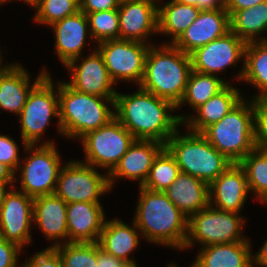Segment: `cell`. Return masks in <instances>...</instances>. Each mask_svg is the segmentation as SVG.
Returning <instances> with one entry per match:
<instances>
[{
	"mask_svg": "<svg viewBox=\"0 0 267 267\" xmlns=\"http://www.w3.org/2000/svg\"><path fill=\"white\" fill-rule=\"evenodd\" d=\"M244 98L201 134L231 162L239 163L254 148L253 98ZM249 101V102H248Z\"/></svg>",
	"mask_w": 267,
	"mask_h": 267,
	"instance_id": "8992f818",
	"label": "cell"
},
{
	"mask_svg": "<svg viewBox=\"0 0 267 267\" xmlns=\"http://www.w3.org/2000/svg\"><path fill=\"white\" fill-rule=\"evenodd\" d=\"M58 98L57 132L67 139L80 140L87 133L107 125L115 118V97L85 94L62 80L58 81Z\"/></svg>",
	"mask_w": 267,
	"mask_h": 267,
	"instance_id": "277c9868",
	"label": "cell"
},
{
	"mask_svg": "<svg viewBox=\"0 0 267 267\" xmlns=\"http://www.w3.org/2000/svg\"><path fill=\"white\" fill-rule=\"evenodd\" d=\"M164 148L165 144L158 141L135 140L108 174L110 189H113L114 181L120 178L139 181V185L143 186L155 158Z\"/></svg>",
	"mask_w": 267,
	"mask_h": 267,
	"instance_id": "d6986e66",
	"label": "cell"
},
{
	"mask_svg": "<svg viewBox=\"0 0 267 267\" xmlns=\"http://www.w3.org/2000/svg\"><path fill=\"white\" fill-rule=\"evenodd\" d=\"M252 256L254 267H267V239L259 251Z\"/></svg>",
	"mask_w": 267,
	"mask_h": 267,
	"instance_id": "f6af8a7d",
	"label": "cell"
},
{
	"mask_svg": "<svg viewBox=\"0 0 267 267\" xmlns=\"http://www.w3.org/2000/svg\"><path fill=\"white\" fill-rule=\"evenodd\" d=\"M165 148L176 160L180 171L209 185L233 162L220 153L201 133L179 132L165 143Z\"/></svg>",
	"mask_w": 267,
	"mask_h": 267,
	"instance_id": "5b68a950",
	"label": "cell"
},
{
	"mask_svg": "<svg viewBox=\"0 0 267 267\" xmlns=\"http://www.w3.org/2000/svg\"><path fill=\"white\" fill-rule=\"evenodd\" d=\"M241 81L258 90V93L252 96L253 99L267 96V41H252L246 44Z\"/></svg>",
	"mask_w": 267,
	"mask_h": 267,
	"instance_id": "f546056e",
	"label": "cell"
},
{
	"mask_svg": "<svg viewBox=\"0 0 267 267\" xmlns=\"http://www.w3.org/2000/svg\"><path fill=\"white\" fill-rule=\"evenodd\" d=\"M163 192L188 218L209 206V184L189 174L180 172Z\"/></svg>",
	"mask_w": 267,
	"mask_h": 267,
	"instance_id": "484cf974",
	"label": "cell"
},
{
	"mask_svg": "<svg viewBox=\"0 0 267 267\" xmlns=\"http://www.w3.org/2000/svg\"><path fill=\"white\" fill-rule=\"evenodd\" d=\"M158 1V33L172 36L173 44L184 31L196 20L201 10L196 6L180 4L172 0L160 4Z\"/></svg>",
	"mask_w": 267,
	"mask_h": 267,
	"instance_id": "83f0119b",
	"label": "cell"
},
{
	"mask_svg": "<svg viewBox=\"0 0 267 267\" xmlns=\"http://www.w3.org/2000/svg\"><path fill=\"white\" fill-rule=\"evenodd\" d=\"M255 148L267 151V96L253 99Z\"/></svg>",
	"mask_w": 267,
	"mask_h": 267,
	"instance_id": "8d00e7d4",
	"label": "cell"
},
{
	"mask_svg": "<svg viewBox=\"0 0 267 267\" xmlns=\"http://www.w3.org/2000/svg\"><path fill=\"white\" fill-rule=\"evenodd\" d=\"M229 81H225L223 78L213 74H204L192 70L187 85L185 88L184 95L180 100L176 109L179 111L185 104H189L193 112L204 104L208 99L216 95L221 91Z\"/></svg>",
	"mask_w": 267,
	"mask_h": 267,
	"instance_id": "4dcf8cb0",
	"label": "cell"
},
{
	"mask_svg": "<svg viewBox=\"0 0 267 267\" xmlns=\"http://www.w3.org/2000/svg\"><path fill=\"white\" fill-rule=\"evenodd\" d=\"M21 249L17 244L0 236V267H17Z\"/></svg>",
	"mask_w": 267,
	"mask_h": 267,
	"instance_id": "ab89813d",
	"label": "cell"
},
{
	"mask_svg": "<svg viewBox=\"0 0 267 267\" xmlns=\"http://www.w3.org/2000/svg\"><path fill=\"white\" fill-rule=\"evenodd\" d=\"M266 0H225V9L231 17L237 10H243L254 7Z\"/></svg>",
	"mask_w": 267,
	"mask_h": 267,
	"instance_id": "7bdbcfd3",
	"label": "cell"
},
{
	"mask_svg": "<svg viewBox=\"0 0 267 267\" xmlns=\"http://www.w3.org/2000/svg\"><path fill=\"white\" fill-rule=\"evenodd\" d=\"M157 1L127 0L120 3L118 8L120 39L153 45L148 39L152 34L158 33Z\"/></svg>",
	"mask_w": 267,
	"mask_h": 267,
	"instance_id": "2e32d148",
	"label": "cell"
},
{
	"mask_svg": "<svg viewBox=\"0 0 267 267\" xmlns=\"http://www.w3.org/2000/svg\"><path fill=\"white\" fill-rule=\"evenodd\" d=\"M168 267H178L176 263H170ZM191 267H194L193 265H191Z\"/></svg>",
	"mask_w": 267,
	"mask_h": 267,
	"instance_id": "816d5d0a",
	"label": "cell"
},
{
	"mask_svg": "<svg viewBox=\"0 0 267 267\" xmlns=\"http://www.w3.org/2000/svg\"><path fill=\"white\" fill-rule=\"evenodd\" d=\"M250 241H239L201 247L194 267H254Z\"/></svg>",
	"mask_w": 267,
	"mask_h": 267,
	"instance_id": "4316f807",
	"label": "cell"
},
{
	"mask_svg": "<svg viewBox=\"0 0 267 267\" xmlns=\"http://www.w3.org/2000/svg\"><path fill=\"white\" fill-rule=\"evenodd\" d=\"M263 203H264L265 205H267V198H266L264 201L261 202V204H263Z\"/></svg>",
	"mask_w": 267,
	"mask_h": 267,
	"instance_id": "f5cc1de1",
	"label": "cell"
},
{
	"mask_svg": "<svg viewBox=\"0 0 267 267\" xmlns=\"http://www.w3.org/2000/svg\"><path fill=\"white\" fill-rule=\"evenodd\" d=\"M91 38L100 43L106 40L120 39L118 9L97 11L87 14Z\"/></svg>",
	"mask_w": 267,
	"mask_h": 267,
	"instance_id": "e575fe53",
	"label": "cell"
},
{
	"mask_svg": "<svg viewBox=\"0 0 267 267\" xmlns=\"http://www.w3.org/2000/svg\"><path fill=\"white\" fill-rule=\"evenodd\" d=\"M25 152L29 154L28 158L23 159V163L21 161L14 172L15 175L16 173L21 175L20 191L33 198L54 194L59 171L64 165L61 163V156L54 141L47 140L40 145H27Z\"/></svg>",
	"mask_w": 267,
	"mask_h": 267,
	"instance_id": "52a82bcc",
	"label": "cell"
},
{
	"mask_svg": "<svg viewBox=\"0 0 267 267\" xmlns=\"http://www.w3.org/2000/svg\"><path fill=\"white\" fill-rule=\"evenodd\" d=\"M174 2L186 5H192L197 7V0H172Z\"/></svg>",
	"mask_w": 267,
	"mask_h": 267,
	"instance_id": "f907efd6",
	"label": "cell"
},
{
	"mask_svg": "<svg viewBox=\"0 0 267 267\" xmlns=\"http://www.w3.org/2000/svg\"><path fill=\"white\" fill-rule=\"evenodd\" d=\"M137 88L132 94L116 93L115 118L136 140H154L165 144L183 126L178 115L170 113L177 110L176 106L139 86Z\"/></svg>",
	"mask_w": 267,
	"mask_h": 267,
	"instance_id": "6da1fadb",
	"label": "cell"
},
{
	"mask_svg": "<svg viewBox=\"0 0 267 267\" xmlns=\"http://www.w3.org/2000/svg\"><path fill=\"white\" fill-rule=\"evenodd\" d=\"M246 44L230 30L224 36L197 48L190 54L192 70L218 75L229 67H236L237 62L242 61V69L236 74L237 79L242 80Z\"/></svg>",
	"mask_w": 267,
	"mask_h": 267,
	"instance_id": "4fadbf2b",
	"label": "cell"
},
{
	"mask_svg": "<svg viewBox=\"0 0 267 267\" xmlns=\"http://www.w3.org/2000/svg\"><path fill=\"white\" fill-rule=\"evenodd\" d=\"M66 213L67 203L55 194L34 198L33 222L48 240L54 241L48 248L68 242Z\"/></svg>",
	"mask_w": 267,
	"mask_h": 267,
	"instance_id": "ffe728a7",
	"label": "cell"
},
{
	"mask_svg": "<svg viewBox=\"0 0 267 267\" xmlns=\"http://www.w3.org/2000/svg\"><path fill=\"white\" fill-rule=\"evenodd\" d=\"M5 3V0H0V5H3Z\"/></svg>",
	"mask_w": 267,
	"mask_h": 267,
	"instance_id": "db71d44e",
	"label": "cell"
},
{
	"mask_svg": "<svg viewBox=\"0 0 267 267\" xmlns=\"http://www.w3.org/2000/svg\"><path fill=\"white\" fill-rule=\"evenodd\" d=\"M19 145L9 135L0 134V161L16 172L21 161L19 160Z\"/></svg>",
	"mask_w": 267,
	"mask_h": 267,
	"instance_id": "74e56055",
	"label": "cell"
},
{
	"mask_svg": "<svg viewBox=\"0 0 267 267\" xmlns=\"http://www.w3.org/2000/svg\"><path fill=\"white\" fill-rule=\"evenodd\" d=\"M64 164L59 171L54 194L67 204L100 203L99 198L111 190L107 173H98L94 166L78 160Z\"/></svg>",
	"mask_w": 267,
	"mask_h": 267,
	"instance_id": "8fae6325",
	"label": "cell"
},
{
	"mask_svg": "<svg viewBox=\"0 0 267 267\" xmlns=\"http://www.w3.org/2000/svg\"><path fill=\"white\" fill-rule=\"evenodd\" d=\"M9 1L11 2L12 0H5V3H8ZM20 1H22L23 3H26L27 5L35 9L41 3L42 0H20Z\"/></svg>",
	"mask_w": 267,
	"mask_h": 267,
	"instance_id": "c3c4849f",
	"label": "cell"
},
{
	"mask_svg": "<svg viewBox=\"0 0 267 267\" xmlns=\"http://www.w3.org/2000/svg\"><path fill=\"white\" fill-rule=\"evenodd\" d=\"M239 91L237 87L228 83L221 91L198 107L194 111L196 115L189 117L187 114H181L178 117L183 125H186L188 131L202 133L211 124L219 122L243 99Z\"/></svg>",
	"mask_w": 267,
	"mask_h": 267,
	"instance_id": "cb8c5ba5",
	"label": "cell"
},
{
	"mask_svg": "<svg viewBox=\"0 0 267 267\" xmlns=\"http://www.w3.org/2000/svg\"><path fill=\"white\" fill-rule=\"evenodd\" d=\"M44 67L31 83L30 73L20 63H14L0 74V109L19 115L31 90L47 75ZM1 113V111H0Z\"/></svg>",
	"mask_w": 267,
	"mask_h": 267,
	"instance_id": "603a6c76",
	"label": "cell"
},
{
	"mask_svg": "<svg viewBox=\"0 0 267 267\" xmlns=\"http://www.w3.org/2000/svg\"><path fill=\"white\" fill-rule=\"evenodd\" d=\"M249 193L243 168L239 163H232L209 185V205L240 214Z\"/></svg>",
	"mask_w": 267,
	"mask_h": 267,
	"instance_id": "e0dca14e",
	"label": "cell"
},
{
	"mask_svg": "<svg viewBox=\"0 0 267 267\" xmlns=\"http://www.w3.org/2000/svg\"><path fill=\"white\" fill-rule=\"evenodd\" d=\"M50 27L54 29L55 54L63 66L82 55L87 38H91L86 14L78 11Z\"/></svg>",
	"mask_w": 267,
	"mask_h": 267,
	"instance_id": "44dd1931",
	"label": "cell"
},
{
	"mask_svg": "<svg viewBox=\"0 0 267 267\" xmlns=\"http://www.w3.org/2000/svg\"><path fill=\"white\" fill-rule=\"evenodd\" d=\"M1 50H0V74L1 73H4L5 71H7L14 63H10V64H4V65H1L2 64V60L3 58L1 57Z\"/></svg>",
	"mask_w": 267,
	"mask_h": 267,
	"instance_id": "681fc988",
	"label": "cell"
},
{
	"mask_svg": "<svg viewBox=\"0 0 267 267\" xmlns=\"http://www.w3.org/2000/svg\"><path fill=\"white\" fill-rule=\"evenodd\" d=\"M230 31V16L225 8L201 11L196 20L173 43L186 54L224 36Z\"/></svg>",
	"mask_w": 267,
	"mask_h": 267,
	"instance_id": "ac0fdd59",
	"label": "cell"
},
{
	"mask_svg": "<svg viewBox=\"0 0 267 267\" xmlns=\"http://www.w3.org/2000/svg\"><path fill=\"white\" fill-rule=\"evenodd\" d=\"M132 222L133 226H129L117 218L105 220L98 243L106 253L138 267L130 254L139 246L141 233L134 220Z\"/></svg>",
	"mask_w": 267,
	"mask_h": 267,
	"instance_id": "d4e9b609",
	"label": "cell"
},
{
	"mask_svg": "<svg viewBox=\"0 0 267 267\" xmlns=\"http://www.w3.org/2000/svg\"><path fill=\"white\" fill-rule=\"evenodd\" d=\"M86 57V58H85ZM82 60L79 64V60ZM71 73L69 82L73 89L99 97H115L118 92L111 79L102 55L94 48L88 56L73 59L65 66Z\"/></svg>",
	"mask_w": 267,
	"mask_h": 267,
	"instance_id": "9a60e30c",
	"label": "cell"
},
{
	"mask_svg": "<svg viewBox=\"0 0 267 267\" xmlns=\"http://www.w3.org/2000/svg\"><path fill=\"white\" fill-rule=\"evenodd\" d=\"M14 171L5 163L0 161V182L15 183L17 180Z\"/></svg>",
	"mask_w": 267,
	"mask_h": 267,
	"instance_id": "bcb514c9",
	"label": "cell"
},
{
	"mask_svg": "<svg viewBox=\"0 0 267 267\" xmlns=\"http://www.w3.org/2000/svg\"><path fill=\"white\" fill-rule=\"evenodd\" d=\"M134 222L147 242L184 249L188 233V217L162 191L139 186Z\"/></svg>",
	"mask_w": 267,
	"mask_h": 267,
	"instance_id": "7a4b0ae2",
	"label": "cell"
},
{
	"mask_svg": "<svg viewBox=\"0 0 267 267\" xmlns=\"http://www.w3.org/2000/svg\"><path fill=\"white\" fill-rule=\"evenodd\" d=\"M12 187L0 207V236L20 248L32 241L34 198Z\"/></svg>",
	"mask_w": 267,
	"mask_h": 267,
	"instance_id": "5bb4252c",
	"label": "cell"
},
{
	"mask_svg": "<svg viewBox=\"0 0 267 267\" xmlns=\"http://www.w3.org/2000/svg\"><path fill=\"white\" fill-rule=\"evenodd\" d=\"M97 263L98 267H127L129 265L124 260L106 253L104 250L101 249L99 243Z\"/></svg>",
	"mask_w": 267,
	"mask_h": 267,
	"instance_id": "b9f144b4",
	"label": "cell"
},
{
	"mask_svg": "<svg viewBox=\"0 0 267 267\" xmlns=\"http://www.w3.org/2000/svg\"><path fill=\"white\" fill-rule=\"evenodd\" d=\"M101 203L74 202L67 204L68 242H98L105 220Z\"/></svg>",
	"mask_w": 267,
	"mask_h": 267,
	"instance_id": "7402d4cb",
	"label": "cell"
},
{
	"mask_svg": "<svg viewBox=\"0 0 267 267\" xmlns=\"http://www.w3.org/2000/svg\"><path fill=\"white\" fill-rule=\"evenodd\" d=\"M230 30L246 43L267 41L264 34L267 33V0L254 7L237 10L230 17ZM260 35L262 37L258 38Z\"/></svg>",
	"mask_w": 267,
	"mask_h": 267,
	"instance_id": "f1b7e54d",
	"label": "cell"
},
{
	"mask_svg": "<svg viewBox=\"0 0 267 267\" xmlns=\"http://www.w3.org/2000/svg\"><path fill=\"white\" fill-rule=\"evenodd\" d=\"M14 187V184L12 183H5V182H0V207L2 205V202L4 201L7 193L10 191V188Z\"/></svg>",
	"mask_w": 267,
	"mask_h": 267,
	"instance_id": "7dc6e473",
	"label": "cell"
},
{
	"mask_svg": "<svg viewBox=\"0 0 267 267\" xmlns=\"http://www.w3.org/2000/svg\"><path fill=\"white\" fill-rule=\"evenodd\" d=\"M166 42L150 45L139 87L177 106L184 95L192 61L189 54Z\"/></svg>",
	"mask_w": 267,
	"mask_h": 267,
	"instance_id": "3957f363",
	"label": "cell"
},
{
	"mask_svg": "<svg viewBox=\"0 0 267 267\" xmlns=\"http://www.w3.org/2000/svg\"><path fill=\"white\" fill-rule=\"evenodd\" d=\"M47 74L29 93L26 104L18 115L23 149L41 142L53 117L59 118L58 82ZM56 85V86H55ZM56 87V88H55Z\"/></svg>",
	"mask_w": 267,
	"mask_h": 267,
	"instance_id": "9c48e42d",
	"label": "cell"
},
{
	"mask_svg": "<svg viewBox=\"0 0 267 267\" xmlns=\"http://www.w3.org/2000/svg\"><path fill=\"white\" fill-rule=\"evenodd\" d=\"M180 172L176 160L164 148L155 158L149 176L142 187L163 192L176 180Z\"/></svg>",
	"mask_w": 267,
	"mask_h": 267,
	"instance_id": "d6a6232c",
	"label": "cell"
},
{
	"mask_svg": "<svg viewBox=\"0 0 267 267\" xmlns=\"http://www.w3.org/2000/svg\"><path fill=\"white\" fill-rule=\"evenodd\" d=\"M197 8L201 11L225 8V0H197Z\"/></svg>",
	"mask_w": 267,
	"mask_h": 267,
	"instance_id": "ee69618b",
	"label": "cell"
},
{
	"mask_svg": "<svg viewBox=\"0 0 267 267\" xmlns=\"http://www.w3.org/2000/svg\"><path fill=\"white\" fill-rule=\"evenodd\" d=\"M239 165L243 168L249 192L256 195L259 202L267 198V151L254 148Z\"/></svg>",
	"mask_w": 267,
	"mask_h": 267,
	"instance_id": "1f68e13d",
	"label": "cell"
},
{
	"mask_svg": "<svg viewBox=\"0 0 267 267\" xmlns=\"http://www.w3.org/2000/svg\"><path fill=\"white\" fill-rule=\"evenodd\" d=\"M108 73L115 84L118 81L140 85L144 76L145 57L150 44L141 41L113 39L96 44ZM117 81V82H116Z\"/></svg>",
	"mask_w": 267,
	"mask_h": 267,
	"instance_id": "7c38bea8",
	"label": "cell"
},
{
	"mask_svg": "<svg viewBox=\"0 0 267 267\" xmlns=\"http://www.w3.org/2000/svg\"><path fill=\"white\" fill-rule=\"evenodd\" d=\"M245 221L239 213L218 210L209 205L188 218V233L183 250L190 249L196 242L205 247L250 241L242 234Z\"/></svg>",
	"mask_w": 267,
	"mask_h": 267,
	"instance_id": "ba28073f",
	"label": "cell"
},
{
	"mask_svg": "<svg viewBox=\"0 0 267 267\" xmlns=\"http://www.w3.org/2000/svg\"><path fill=\"white\" fill-rule=\"evenodd\" d=\"M21 267H63L61 258L54 248H45L25 259Z\"/></svg>",
	"mask_w": 267,
	"mask_h": 267,
	"instance_id": "f35d334b",
	"label": "cell"
},
{
	"mask_svg": "<svg viewBox=\"0 0 267 267\" xmlns=\"http://www.w3.org/2000/svg\"><path fill=\"white\" fill-rule=\"evenodd\" d=\"M63 267H98V242H67L54 247Z\"/></svg>",
	"mask_w": 267,
	"mask_h": 267,
	"instance_id": "836d02e7",
	"label": "cell"
},
{
	"mask_svg": "<svg viewBox=\"0 0 267 267\" xmlns=\"http://www.w3.org/2000/svg\"><path fill=\"white\" fill-rule=\"evenodd\" d=\"M80 11L89 14L97 11L114 10L120 6V0H79Z\"/></svg>",
	"mask_w": 267,
	"mask_h": 267,
	"instance_id": "60d3db41",
	"label": "cell"
},
{
	"mask_svg": "<svg viewBox=\"0 0 267 267\" xmlns=\"http://www.w3.org/2000/svg\"><path fill=\"white\" fill-rule=\"evenodd\" d=\"M135 137L116 119L87 133L80 141L84 149L83 163L105 169L109 174L135 141Z\"/></svg>",
	"mask_w": 267,
	"mask_h": 267,
	"instance_id": "30bf717a",
	"label": "cell"
},
{
	"mask_svg": "<svg viewBox=\"0 0 267 267\" xmlns=\"http://www.w3.org/2000/svg\"><path fill=\"white\" fill-rule=\"evenodd\" d=\"M34 11V22L49 27L80 11V3L79 0H42Z\"/></svg>",
	"mask_w": 267,
	"mask_h": 267,
	"instance_id": "d590c367",
	"label": "cell"
}]
</instances>
